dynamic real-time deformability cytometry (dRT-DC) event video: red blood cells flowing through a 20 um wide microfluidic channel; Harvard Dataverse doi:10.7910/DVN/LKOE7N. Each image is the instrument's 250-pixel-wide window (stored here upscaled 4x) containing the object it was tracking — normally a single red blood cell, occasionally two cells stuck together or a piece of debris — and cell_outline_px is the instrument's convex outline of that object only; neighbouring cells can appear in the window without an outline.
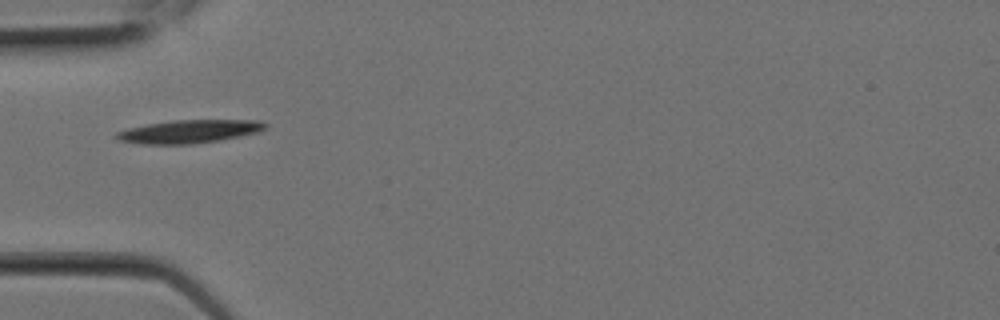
{"species": "Egyptian fruit bat (a non-hibernating species)", "species_latin": "Rousettus aegyptiacus", "temperature_condition": "room temperature", "stored_images_in_passage": 3, "camera_frame_rate_fps": 3000, "um_per_image_px": 0.085, "animal": {"sex": "female"}, "frame": {"image": 1, "passage_image": 1, "time_ms": 0.0, "image_size_px": [1000, 320], "cell_outline_px": [[268, 128], [260, 132], [220, 140], [192, 144], [140, 144], [120, 140], [112, 136], [116, 132], [128, 128], [148, 124], [172, 120], [260, 120], [268, 124]], "centroid_in_image_um": [16.11, 11.17], "position_along_channel_um": 68.9, "area_um2": 20.29}}
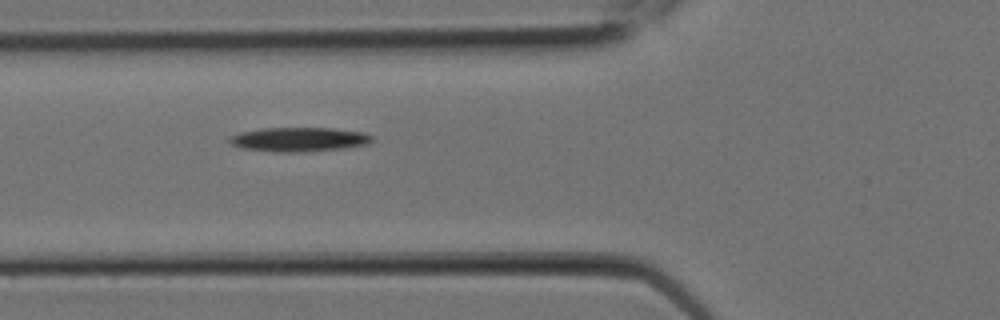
{"frame": {"image": 2, "passage_image": 2, "time_ms": 0.333, "image_size_px": [1000, 320], "cell_outline_px": [[372, 140], [368, 144], [348, 148], [312, 152], [272, 152], [240, 148], [228, 144], [228, 136], [240, 132], [260, 128], [332, 128], [364, 132], [372, 136]], "centroid_in_image_um": [25.37, 11.86], "position_along_channel_um": 100.4, "area_um2": 20.69}}
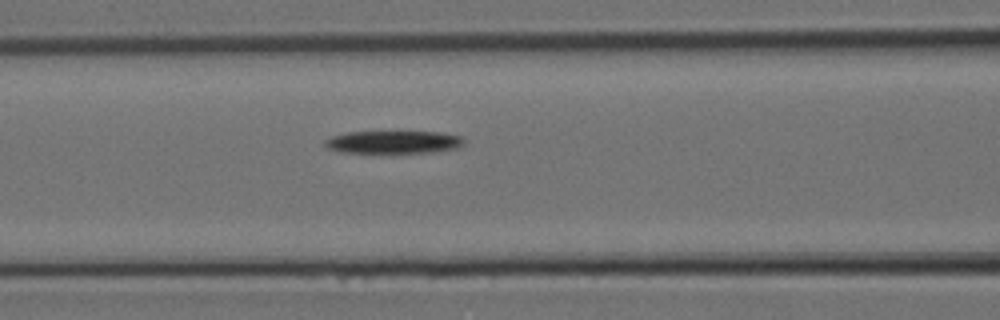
{"frame": {"image": 3, "passage_image": 3, "time_ms": 0.667, "image_size_px": [1000, 320], "cell_outline_px": [[464, 144], [460, 148], [436, 152], [340, 152], [328, 148], [324, 144], [324, 140], [332, 136], [348, 132], [440, 132], [460, 136], [464, 140]], "centroid_in_image_um": [33.48, 12.08], "position_along_channel_um": 133.1, "area_um2": 18.32}}